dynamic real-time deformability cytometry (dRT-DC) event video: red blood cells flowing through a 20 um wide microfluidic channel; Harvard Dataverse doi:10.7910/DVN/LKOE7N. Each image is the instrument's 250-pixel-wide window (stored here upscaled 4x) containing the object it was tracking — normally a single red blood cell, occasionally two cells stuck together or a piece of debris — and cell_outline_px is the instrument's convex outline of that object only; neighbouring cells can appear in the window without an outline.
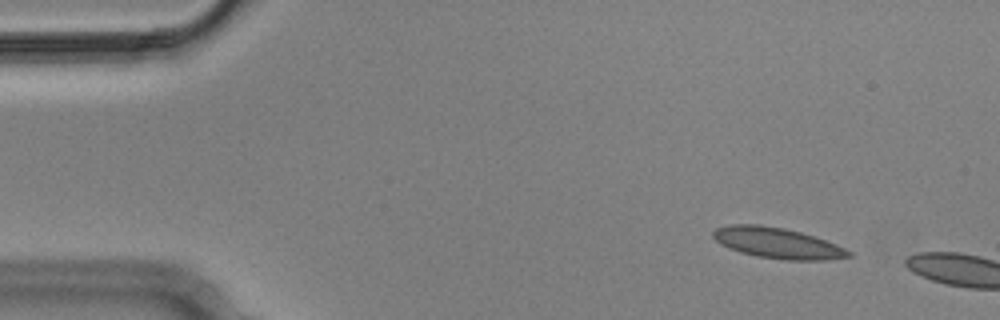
{"species": "Egyptian fruit bat (a non-hibernating species)", "species_latin": "Rousettus aegyptiacus", "temperature_condition": "cold", "stored_images_in_passage": 3, "camera_frame_rate_fps": 3000, "um_per_image_px": 0.085, "animal": {"sex": "male"}, "frame": {"image": 1, "passage_image": 2, "time_ms": 0.333, "image_size_px": [1000, 320], "cell_outline_px": [[852, 256], [824, 260], [784, 260], [756, 256], [740, 252], [728, 248], [720, 244], [712, 236], [712, 232], [716, 228], [732, 224], [760, 224], [784, 228], [800, 232], [836, 244], [852, 252]], "centroid_in_image_um": [66.04, 20.66], "position_along_channel_um": 19.0, "area_um2": 24.22}}